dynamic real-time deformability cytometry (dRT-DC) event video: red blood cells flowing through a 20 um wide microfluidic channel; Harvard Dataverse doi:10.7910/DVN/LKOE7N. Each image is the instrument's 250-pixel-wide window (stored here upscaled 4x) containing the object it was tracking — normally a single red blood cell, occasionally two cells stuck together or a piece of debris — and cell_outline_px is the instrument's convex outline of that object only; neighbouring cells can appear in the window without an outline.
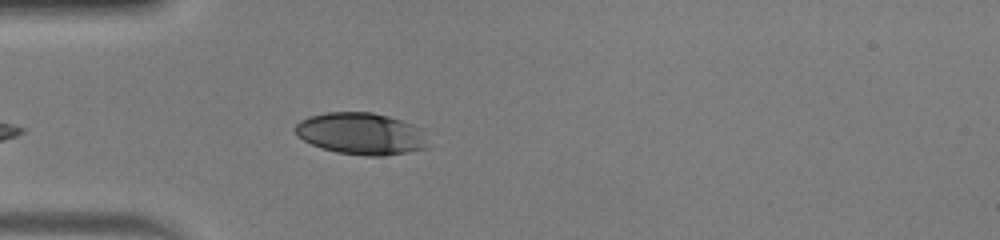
{"species": "human", "species_latin": "Homo sapiens", "temperature_condition": "warm", "stored_images_in_passage": 29, "camera_frame_rate_fps": 3000, "um_per_image_px": 0.085, "donor": {"sex": "male"}, "frame": {"image": 1, "passage_image": 2, "time_ms": 0.333, "image_size_px": [1000, 240], "cell_outline_px": [[428, 148], [408, 152], [384, 156], [364, 156], [336, 152], [312, 144], [304, 140], [292, 128], [300, 120], [308, 116], [328, 112], [372, 112], [388, 116], [416, 124], [424, 128], [428, 144]], "centroid_in_image_um": [30.76, 11.36], "position_along_channel_um": 54.2, "area_um2": 32.83}}
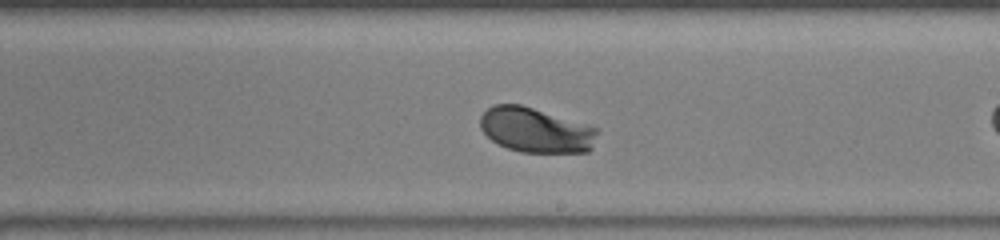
{"frame": {"image": 2, "passage_image": 13, "time_ms": 4.0, "image_size_px": [1000, 240], "cell_outline_px": [[600, 128], [592, 148], [588, 152], [520, 152], [508, 148], [492, 140], [480, 128], [480, 116], [488, 108], [496, 104], [520, 104]], "centroid_in_image_um": [45.57, 11.06], "position_along_channel_um": 243.4, "area_um2": 30.58}}
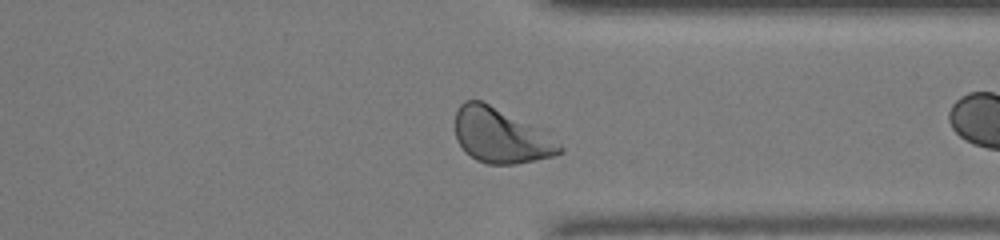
{"frame": {"image": 3, "passage_image": 22, "time_ms": 7.0, "image_size_px": [1000, 240], "cell_outline_px": [[564, 152], [556, 156], [516, 164], [488, 164], [476, 160], [456, 140], [456, 108], [464, 100], [480, 100], [488, 104], [564, 148]], "centroid_in_image_um": [42.44, 11.58], "position_along_channel_um": 369.0, "area_um2": 31.39}, "authors_computed_cell_mechanics": {"area_um2": 31.2698, "velocity_mm_per_s": 4.1788, "shape_relaxation_time_tau1_ms": 1.6777, "shape_relaxation_time_tau2_ms": null, "deformation_change_tau1": 0.0703, "deformation_change_tau2": null}}